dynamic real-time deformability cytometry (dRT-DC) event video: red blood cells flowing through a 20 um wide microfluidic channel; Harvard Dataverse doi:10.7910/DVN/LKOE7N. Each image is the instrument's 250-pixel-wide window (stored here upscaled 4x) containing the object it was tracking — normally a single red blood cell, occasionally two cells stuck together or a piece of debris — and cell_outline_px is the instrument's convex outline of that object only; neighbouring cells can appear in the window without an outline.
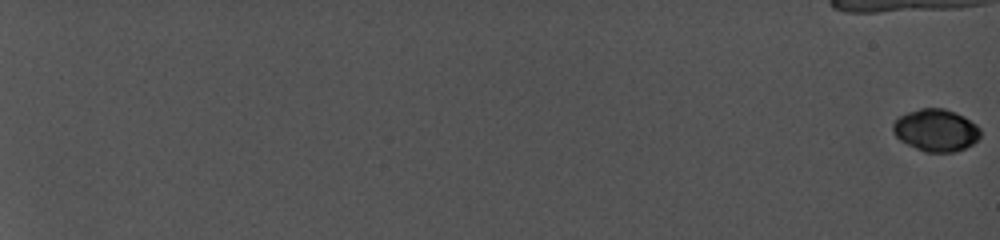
{"species": "common noctule bat (a hibernating species)", "species_latin": "Nyctalus noctula", "temperature_condition": "cold", "stored_images_in_passage": 25, "camera_frame_rate_fps": 5000, "um_per_image_px": 0.085, "animal": {"sex": "female", "body_mass_g": 19.0, "forearm_length_mm": 56.7}, "frame": {"image": 1, "passage_image": 1, "time_ms": 0.0, "image_size_px": [1000, 240], "cell_outline_px": [[980, 136], [972, 144], [956, 152], [924, 152], [900, 140], [892, 132], [892, 124], [900, 116], [908, 112], [920, 108], [944, 108], [956, 112], [964, 116], [976, 124], [980, 128]], "centroid_in_image_um": [79.55, 11.06], "position_along_channel_um": 5.4, "area_um2": 21.56}}